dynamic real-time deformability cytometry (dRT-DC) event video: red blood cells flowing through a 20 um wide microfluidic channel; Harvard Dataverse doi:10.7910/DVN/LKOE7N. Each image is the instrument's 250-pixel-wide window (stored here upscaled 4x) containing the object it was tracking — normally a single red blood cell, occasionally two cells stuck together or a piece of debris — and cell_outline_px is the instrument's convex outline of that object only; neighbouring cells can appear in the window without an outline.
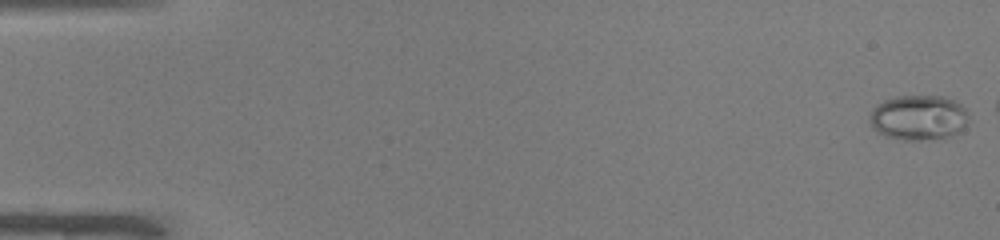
{"species": "common noctule bat (a hibernating species)", "species_latin": "Nyctalus noctula", "temperature_condition": "warm", "stored_images_in_passage": 42, "camera_frame_rate_fps": 3000, "um_per_image_px": 0.085, "animal": {"sex": "male", "body_mass_g": 19.0, "forearm_length_mm": 50.8}, "frame": {"image": 1, "passage_image": 1, "time_ms": 0.0, "image_size_px": [1000, 240], "cell_outline_px": [[968, 120], [964, 128], [944, 140], [904, 140], [888, 136], [880, 132], [868, 120], [872, 112], [884, 100], [896, 96], [940, 96], [952, 100], [960, 104], [964, 108]], "centroid_in_image_um": [78.12, 10.01], "position_along_channel_um": 6.9, "area_um2": 25.72}}
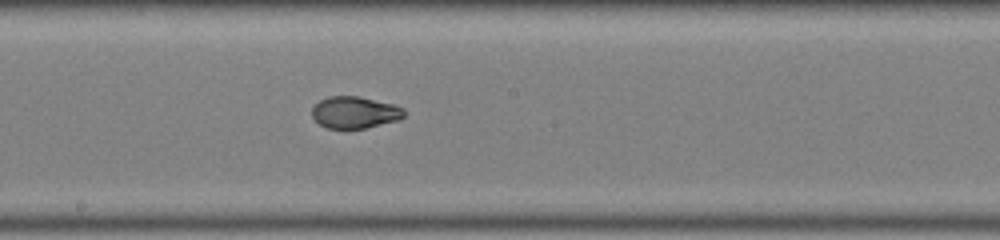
{"frame": {"image": 2, "passage_image": 28, "time_ms": 9.0, "image_size_px": [1000, 240], "cell_outline_px": [[404, 116], [400, 120], [364, 128], [328, 128], [320, 124], [312, 116], [312, 108], [320, 100], [328, 96], [360, 96], [392, 104], [404, 108]], "centroid_in_image_um": [30.17, 9.54], "position_along_channel_um": 218.0, "area_um2": 16.99}}
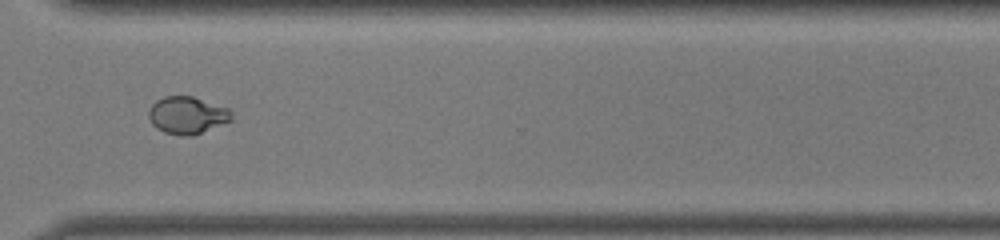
{"frame": {"image": 3, "passage_image": 38, "time_ms": 12.333, "image_size_px": [1000, 240], "cell_outline_px": [[232, 120], [192, 136], [180, 136], [164, 132], [156, 128], [152, 124], [148, 116], [148, 112], [152, 104], [156, 100], [164, 96], [192, 96], [228, 108], [232, 112]], "centroid_in_image_um": [15.89, 9.79], "position_along_channel_um": 354.7, "area_um2": 18.03}}